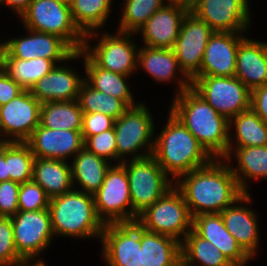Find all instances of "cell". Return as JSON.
Returning <instances> with one entry per match:
<instances>
[{
    "label": "cell",
    "instance_id": "obj_1",
    "mask_svg": "<svg viewBox=\"0 0 267 266\" xmlns=\"http://www.w3.org/2000/svg\"><path fill=\"white\" fill-rule=\"evenodd\" d=\"M218 159L181 175L182 179L175 182L192 218L199 214L220 213L236 202L252 201L249 192L244 193L238 186L230 166Z\"/></svg>",
    "mask_w": 267,
    "mask_h": 266
},
{
    "label": "cell",
    "instance_id": "obj_2",
    "mask_svg": "<svg viewBox=\"0 0 267 266\" xmlns=\"http://www.w3.org/2000/svg\"><path fill=\"white\" fill-rule=\"evenodd\" d=\"M170 112L195 136L213 157L230 160L232 137L229 121L220 115L192 87L176 94Z\"/></svg>",
    "mask_w": 267,
    "mask_h": 266
},
{
    "label": "cell",
    "instance_id": "obj_3",
    "mask_svg": "<svg viewBox=\"0 0 267 266\" xmlns=\"http://www.w3.org/2000/svg\"><path fill=\"white\" fill-rule=\"evenodd\" d=\"M152 156L167 175L175 178V182L181 175L214 159L170 111L166 126L155 137Z\"/></svg>",
    "mask_w": 267,
    "mask_h": 266
},
{
    "label": "cell",
    "instance_id": "obj_4",
    "mask_svg": "<svg viewBox=\"0 0 267 266\" xmlns=\"http://www.w3.org/2000/svg\"><path fill=\"white\" fill-rule=\"evenodd\" d=\"M48 210L54 235L101 238L105 223L97 215L92 194L72 189L51 198Z\"/></svg>",
    "mask_w": 267,
    "mask_h": 266
},
{
    "label": "cell",
    "instance_id": "obj_5",
    "mask_svg": "<svg viewBox=\"0 0 267 266\" xmlns=\"http://www.w3.org/2000/svg\"><path fill=\"white\" fill-rule=\"evenodd\" d=\"M192 222L185 199L175 186L141 212L136 221L147 231L170 236L179 242H182L180 236L185 238L192 230Z\"/></svg>",
    "mask_w": 267,
    "mask_h": 266
},
{
    "label": "cell",
    "instance_id": "obj_6",
    "mask_svg": "<svg viewBox=\"0 0 267 266\" xmlns=\"http://www.w3.org/2000/svg\"><path fill=\"white\" fill-rule=\"evenodd\" d=\"M25 29L54 34L75 51H81L85 35L75 25L70 6L56 0H32L20 16Z\"/></svg>",
    "mask_w": 267,
    "mask_h": 266
},
{
    "label": "cell",
    "instance_id": "obj_7",
    "mask_svg": "<svg viewBox=\"0 0 267 266\" xmlns=\"http://www.w3.org/2000/svg\"><path fill=\"white\" fill-rule=\"evenodd\" d=\"M120 161L126 169L132 209L137 215L175 186L172 181L169 182L168 175L152 155L136 160L130 159L129 163L123 159Z\"/></svg>",
    "mask_w": 267,
    "mask_h": 266
},
{
    "label": "cell",
    "instance_id": "obj_8",
    "mask_svg": "<svg viewBox=\"0 0 267 266\" xmlns=\"http://www.w3.org/2000/svg\"><path fill=\"white\" fill-rule=\"evenodd\" d=\"M214 31L206 22L189 11L181 25L180 33L172 48L184 79H179L177 94L191 87V81L200 76L206 45ZM186 79V80H185Z\"/></svg>",
    "mask_w": 267,
    "mask_h": 266
},
{
    "label": "cell",
    "instance_id": "obj_9",
    "mask_svg": "<svg viewBox=\"0 0 267 266\" xmlns=\"http://www.w3.org/2000/svg\"><path fill=\"white\" fill-rule=\"evenodd\" d=\"M93 196L97 215L103 223L137 221L138 215L132 209L126 169L121 163L107 170L101 187ZM127 206L130 209L129 212Z\"/></svg>",
    "mask_w": 267,
    "mask_h": 266
},
{
    "label": "cell",
    "instance_id": "obj_10",
    "mask_svg": "<svg viewBox=\"0 0 267 266\" xmlns=\"http://www.w3.org/2000/svg\"><path fill=\"white\" fill-rule=\"evenodd\" d=\"M191 87L228 121L251 108V91L235 76H197Z\"/></svg>",
    "mask_w": 267,
    "mask_h": 266
},
{
    "label": "cell",
    "instance_id": "obj_11",
    "mask_svg": "<svg viewBox=\"0 0 267 266\" xmlns=\"http://www.w3.org/2000/svg\"><path fill=\"white\" fill-rule=\"evenodd\" d=\"M153 124L152 116L143 103L129 107L116 119L113 128L116 137L117 160L122 159L126 154L134 155L131 160L152 155L154 149L152 137L155 130ZM145 146L148 152L144 150V154L137 153Z\"/></svg>",
    "mask_w": 267,
    "mask_h": 266
},
{
    "label": "cell",
    "instance_id": "obj_12",
    "mask_svg": "<svg viewBox=\"0 0 267 266\" xmlns=\"http://www.w3.org/2000/svg\"><path fill=\"white\" fill-rule=\"evenodd\" d=\"M14 244L18 255L25 261L34 259L49 247L54 232L48 209L18 211L11 217Z\"/></svg>",
    "mask_w": 267,
    "mask_h": 266
},
{
    "label": "cell",
    "instance_id": "obj_13",
    "mask_svg": "<svg viewBox=\"0 0 267 266\" xmlns=\"http://www.w3.org/2000/svg\"><path fill=\"white\" fill-rule=\"evenodd\" d=\"M26 30L29 32L28 37L12 38L4 42L2 58L30 60L42 57L50 59L56 64L57 62L79 59L82 56V50L75 51L57 35Z\"/></svg>",
    "mask_w": 267,
    "mask_h": 266
},
{
    "label": "cell",
    "instance_id": "obj_14",
    "mask_svg": "<svg viewBox=\"0 0 267 266\" xmlns=\"http://www.w3.org/2000/svg\"><path fill=\"white\" fill-rule=\"evenodd\" d=\"M132 33H110L102 35L96 47L89 46L85 39L82 51L100 68L126 76L131 75L138 67V52L133 44ZM130 37V39H129Z\"/></svg>",
    "mask_w": 267,
    "mask_h": 266
},
{
    "label": "cell",
    "instance_id": "obj_15",
    "mask_svg": "<svg viewBox=\"0 0 267 266\" xmlns=\"http://www.w3.org/2000/svg\"><path fill=\"white\" fill-rule=\"evenodd\" d=\"M100 239L108 266H141V226L136 222L105 224Z\"/></svg>",
    "mask_w": 267,
    "mask_h": 266
},
{
    "label": "cell",
    "instance_id": "obj_16",
    "mask_svg": "<svg viewBox=\"0 0 267 266\" xmlns=\"http://www.w3.org/2000/svg\"><path fill=\"white\" fill-rule=\"evenodd\" d=\"M248 0H194L190 11L214 32H245L250 22Z\"/></svg>",
    "mask_w": 267,
    "mask_h": 266
},
{
    "label": "cell",
    "instance_id": "obj_17",
    "mask_svg": "<svg viewBox=\"0 0 267 266\" xmlns=\"http://www.w3.org/2000/svg\"><path fill=\"white\" fill-rule=\"evenodd\" d=\"M39 102L29 90H24L9 103L0 106V131L7 142H26L40 124Z\"/></svg>",
    "mask_w": 267,
    "mask_h": 266
},
{
    "label": "cell",
    "instance_id": "obj_18",
    "mask_svg": "<svg viewBox=\"0 0 267 266\" xmlns=\"http://www.w3.org/2000/svg\"><path fill=\"white\" fill-rule=\"evenodd\" d=\"M168 3L157 10L139 29L145 42L144 46L165 49L174 47L182 22L190 11V5L180 1Z\"/></svg>",
    "mask_w": 267,
    "mask_h": 266
},
{
    "label": "cell",
    "instance_id": "obj_19",
    "mask_svg": "<svg viewBox=\"0 0 267 266\" xmlns=\"http://www.w3.org/2000/svg\"><path fill=\"white\" fill-rule=\"evenodd\" d=\"M26 143L35 158L65 161L84 147L81 131L50 129L40 124Z\"/></svg>",
    "mask_w": 267,
    "mask_h": 266
},
{
    "label": "cell",
    "instance_id": "obj_20",
    "mask_svg": "<svg viewBox=\"0 0 267 266\" xmlns=\"http://www.w3.org/2000/svg\"><path fill=\"white\" fill-rule=\"evenodd\" d=\"M244 38L234 32H214L205 48L200 76H235L237 49Z\"/></svg>",
    "mask_w": 267,
    "mask_h": 266
},
{
    "label": "cell",
    "instance_id": "obj_21",
    "mask_svg": "<svg viewBox=\"0 0 267 266\" xmlns=\"http://www.w3.org/2000/svg\"><path fill=\"white\" fill-rule=\"evenodd\" d=\"M192 229L215 245L233 265L244 266L251 259L226 230L220 213L199 214L193 217Z\"/></svg>",
    "mask_w": 267,
    "mask_h": 266
},
{
    "label": "cell",
    "instance_id": "obj_22",
    "mask_svg": "<svg viewBox=\"0 0 267 266\" xmlns=\"http://www.w3.org/2000/svg\"><path fill=\"white\" fill-rule=\"evenodd\" d=\"M85 81L67 66L54 68L38 80L29 92L41 103L73 101L78 99L81 85Z\"/></svg>",
    "mask_w": 267,
    "mask_h": 266
},
{
    "label": "cell",
    "instance_id": "obj_23",
    "mask_svg": "<svg viewBox=\"0 0 267 266\" xmlns=\"http://www.w3.org/2000/svg\"><path fill=\"white\" fill-rule=\"evenodd\" d=\"M235 77L250 91L267 84V43L248 38L239 43Z\"/></svg>",
    "mask_w": 267,
    "mask_h": 266
},
{
    "label": "cell",
    "instance_id": "obj_24",
    "mask_svg": "<svg viewBox=\"0 0 267 266\" xmlns=\"http://www.w3.org/2000/svg\"><path fill=\"white\" fill-rule=\"evenodd\" d=\"M226 230L251 257L255 256L259 241L256 213L245 205L228 206L220 212Z\"/></svg>",
    "mask_w": 267,
    "mask_h": 266
},
{
    "label": "cell",
    "instance_id": "obj_25",
    "mask_svg": "<svg viewBox=\"0 0 267 266\" xmlns=\"http://www.w3.org/2000/svg\"><path fill=\"white\" fill-rule=\"evenodd\" d=\"M141 266H181V242L141 227Z\"/></svg>",
    "mask_w": 267,
    "mask_h": 266
},
{
    "label": "cell",
    "instance_id": "obj_26",
    "mask_svg": "<svg viewBox=\"0 0 267 266\" xmlns=\"http://www.w3.org/2000/svg\"><path fill=\"white\" fill-rule=\"evenodd\" d=\"M32 180L51 199L72 190L71 167L65 160L34 158Z\"/></svg>",
    "mask_w": 267,
    "mask_h": 266
},
{
    "label": "cell",
    "instance_id": "obj_27",
    "mask_svg": "<svg viewBox=\"0 0 267 266\" xmlns=\"http://www.w3.org/2000/svg\"><path fill=\"white\" fill-rule=\"evenodd\" d=\"M71 167L72 184L78 182L83 192L94 194L102 185L109 162L86 148H82L74 157Z\"/></svg>",
    "mask_w": 267,
    "mask_h": 266
},
{
    "label": "cell",
    "instance_id": "obj_28",
    "mask_svg": "<svg viewBox=\"0 0 267 266\" xmlns=\"http://www.w3.org/2000/svg\"><path fill=\"white\" fill-rule=\"evenodd\" d=\"M87 80L85 81L95 90L122 100L128 107L136 106L134 98L126 84L129 76L104 70L98 67L83 51Z\"/></svg>",
    "mask_w": 267,
    "mask_h": 266
},
{
    "label": "cell",
    "instance_id": "obj_29",
    "mask_svg": "<svg viewBox=\"0 0 267 266\" xmlns=\"http://www.w3.org/2000/svg\"><path fill=\"white\" fill-rule=\"evenodd\" d=\"M83 111L77 100L42 103L40 125L56 130L81 131Z\"/></svg>",
    "mask_w": 267,
    "mask_h": 266
},
{
    "label": "cell",
    "instance_id": "obj_30",
    "mask_svg": "<svg viewBox=\"0 0 267 266\" xmlns=\"http://www.w3.org/2000/svg\"><path fill=\"white\" fill-rule=\"evenodd\" d=\"M195 260L203 266H233L215 245L192 229L181 242V266H193Z\"/></svg>",
    "mask_w": 267,
    "mask_h": 266
},
{
    "label": "cell",
    "instance_id": "obj_31",
    "mask_svg": "<svg viewBox=\"0 0 267 266\" xmlns=\"http://www.w3.org/2000/svg\"><path fill=\"white\" fill-rule=\"evenodd\" d=\"M112 0H73L70 5L75 25L85 35V39L96 37V30L108 18ZM95 30V32H94ZM94 37H93V36Z\"/></svg>",
    "mask_w": 267,
    "mask_h": 266
},
{
    "label": "cell",
    "instance_id": "obj_32",
    "mask_svg": "<svg viewBox=\"0 0 267 266\" xmlns=\"http://www.w3.org/2000/svg\"><path fill=\"white\" fill-rule=\"evenodd\" d=\"M234 151L238 166L235 168L230 166V168L240 189L244 193H248V184L245 181L247 178H267V145L236 147Z\"/></svg>",
    "mask_w": 267,
    "mask_h": 266
},
{
    "label": "cell",
    "instance_id": "obj_33",
    "mask_svg": "<svg viewBox=\"0 0 267 266\" xmlns=\"http://www.w3.org/2000/svg\"><path fill=\"white\" fill-rule=\"evenodd\" d=\"M137 52V64L159 82L171 81L178 74L177 70L185 75L179 67L173 49L143 46Z\"/></svg>",
    "mask_w": 267,
    "mask_h": 266
},
{
    "label": "cell",
    "instance_id": "obj_34",
    "mask_svg": "<svg viewBox=\"0 0 267 266\" xmlns=\"http://www.w3.org/2000/svg\"><path fill=\"white\" fill-rule=\"evenodd\" d=\"M56 64L45 58L23 60L20 58H2V69L17 82L24 90L32 86L47 75Z\"/></svg>",
    "mask_w": 267,
    "mask_h": 266
},
{
    "label": "cell",
    "instance_id": "obj_35",
    "mask_svg": "<svg viewBox=\"0 0 267 266\" xmlns=\"http://www.w3.org/2000/svg\"><path fill=\"white\" fill-rule=\"evenodd\" d=\"M235 125L236 147H253L267 145V123L251 108L229 120V131Z\"/></svg>",
    "mask_w": 267,
    "mask_h": 266
},
{
    "label": "cell",
    "instance_id": "obj_36",
    "mask_svg": "<svg viewBox=\"0 0 267 266\" xmlns=\"http://www.w3.org/2000/svg\"><path fill=\"white\" fill-rule=\"evenodd\" d=\"M77 101L83 113L101 112L115 120L129 108L122 100L95 90L86 81L81 85Z\"/></svg>",
    "mask_w": 267,
    "mask_h": 266
},
{
    "label": "cell",
    "instance_id": "obj_37",
    "mask_svg": "<svg viewBox=\"0 0 267 266\" xmlns=\"http://www.w3.org/2000/svg\"><path fill=\"white\" fill-rule=\"evenodd\" d=\"M34 155L26 142L6 143L7 175L20 184L32 180Z\"/></svg>",
    "mask_w": 267,
    "mask_h": 266
},
{
    "label": "cell",
    "instance_id": "obj_38",
    "mask_svg": "<svg viewBox=\"0 0 267 266\" xmlns=\"http://www.w3.org/2000/svg\"><path fill=\"white\" fill-rule=\"evenodd\" d=\"M169 0H125L119 32L138 33L144 23Z\"/></svg>",
    "mask_w": 267,
    "mask_h": 266
},
{
    "label": "cell",
    "instance_id": "obj_39",
    "mask_svg": "<svg viewBox=\"0 0 267 266\" xmlns=\"http://www.w3.org/2000/svg\"><path fill=\"white\" fill-rule=\"evenodd\" d=\"M50 198L43 188L33 180L22 183L18 195V211L48 209Z\"/></svg>",
    "mask_w": 267,
    "mask_h": 266
},
{
    "label": "cell",
    "instance_id": "obj_40",
    "mask_svg": "<svg viewBox=\"0 0 267 266\" xmlns=\"http://www.w3.org/2000/svg\"><path fill=\"white\" fill-rule=\"evenodd\" d=\"M25 261L18 255L10 217H0V266H17Z\"/></svg>",
    "mask_w": 267,
    "mask_h": 266
},
{
    "label": "cell",
    "instance_id": "obj_41",
    "mask_svg": "<svg viewBox=\"0 0 267 266\" xmlns=\"http://www.w3.org/2000/svg\"><path fill=\"white\" fill-rule=\"evenodd\" d=\"M84 148L89 152L106 159H117V145L114 128L97 135L89 136L84 141Z\"/></svg>",
    "mask_w": 267,
    "mask_h": 266
},
{
    "label": "cell",
    "instance_id": "obj_42",
    "mask_svg": "<svg viewBox=\"0 0 267 266\" xmlns=\"http://www.w3.org/2000/svg\"><path fill=\"white\" fill-rule=\"evenodd\" d=\"M20 183L15 181L0 182V217H13L18 212Z\"/></svg>",
    "mask_w": 267,
    "mask_h": 266
},
{
    "label": "cell",
    "instance_id": "obj_43",
    "mask_svg": "<svg viewBox=\"0 0 267 266\" xmlns=\"http://www.w3.org/2000/svg\"><path fill=\"white\" fill-rule=\"evenodd\" d=\"M115 119L101 112L83 113L82 137L85 141L89 136L97 135L114 126Z\"/></svg>",
    "mask_w": 267,
    "mask_h": 266
},
{
    "label": "cell",
    "instance_id": "obj_44",
    "mask_svg": "<svg viewBox=\"0 0 267 266\" xmlns=\"http://www.w3.org/2000/svg\"><path fill=\"white\" fill-rule=\"evenodd\" d=\"M23 91L24 89L11 79L3 69L0 70V106L9 103Z\"/></svg>",
    "mask_w": 267,
    "mask_h": 266
},
{
    "label": "cell",
    "instance_id": "obj_45",
    "mask_svg": "<svg viewBox=\"0 0 267 266\" xmlns=\"http://www.w3.org/2000/svg\"><path fill=\"white\" fill-rule=\"evenodd\" d=\"M251 109L267 123V84L251 91Z\"/></svg>",
    "mask_w": 267,
    "mask_h": 266
},
{
    "label": "cell",
    "instance_id": "obj_46",
    "mask_svg": "<svg viewBox=\"0 0 267 266\" xmlns=\"http://www.w3.org/2000/svg\"><path fill=\"white\" fill-rule=\"evenodd\" d=\"M32 0H4V4L10 8L15 9L19 17L27 10L29 3Z\"/></svg>",
    "mask_w": 267,
    "mask_h": 266
},
{
    "label": "cell",
    "instance_id": "obj_47",
    "mask_svg": "<svg viewBox=\"0 0 267 266\" xmlns=\"http://www.w3.org/2000/svg\"><path fill=\"white\" fill-rule=\"evenodd\" d=\"M10 175H7V163H6V144L0 150V182L9 181Z\"/></svg>",
    "mask_w": 267,
    "mask_h": 266
},
{
    "label": "cell",
    "instance_id": "obj_48",
    "mask_svg": "<svg viewBox=\"0 0 267 266\" xmlns=\"http://www.w3.org/2000/svg\"><path fill=\"white\" fill-rule=\"evenodd\" d=\"M29 262H24L22 264H19L17 266H31ZM32 266H46L42 260L36 261V263L32 264Z\"/></svg>",
    "mask_w": 267,
    "mask_h": 266
},
{
    "label": "cell",
    "instance_id": "obj_49",
    "mask_svg": "<svg viewBox=\"0 0 267 266\" xmlns=\"http://www.w3.org/2000/svg\"><path fill=\"white\" fill-rule=\"evenodd\" d=\"M4 51V43H0V70L2 69V56Z\"/></svg>",
    "mask_w": 267,
    "mask_h": 266
},
{
    "label": "cell",
    "instance_id": "obj_50",
    "mask_svg": "<svg viewBox=\"0 0 267 266\" xmlns=\"http://www.w3.org/2000/svg\"><path fill=\"white\" fill-rule=\"evenodd\" d=\"M0 136H3L2 134H1V131H0ZM7 143V137H6V139L4 140H1L0 139V150L3 148V146L5 145Z\"/></svg>",
    "mask_w": 267,
    "mask_h": 266
},
{
    "label": "cell",
    "instance_id": "obj_51",
    "mask_svg": "<svg viewBox=\"0 0 267 266\" xmlns=\"http://www.w3.org/2000/svg\"><path fill=\"white\" fill-rule=\"evenodd\" d=\"M56 1L64 3V4L68 5V6H70L73 0H56Z\"/></svg>",
    "mask_w": 267,
    "mask_h": 266
},
{
    "label": "cell",
    "instance_id": "obj_52",
    "mask_svg": "<svg viewBox=\"0 0 267 266\" xmlns=\"http://www.w3.org/2000/svg\"><path fill=\"white\" fill-rule=\"evenodd\" d=\"M169 1H180L190 5L194 0H169Z\"/></svg>",
    "mask_w": 267,
    "mask_h": 266
}]
</instances>
